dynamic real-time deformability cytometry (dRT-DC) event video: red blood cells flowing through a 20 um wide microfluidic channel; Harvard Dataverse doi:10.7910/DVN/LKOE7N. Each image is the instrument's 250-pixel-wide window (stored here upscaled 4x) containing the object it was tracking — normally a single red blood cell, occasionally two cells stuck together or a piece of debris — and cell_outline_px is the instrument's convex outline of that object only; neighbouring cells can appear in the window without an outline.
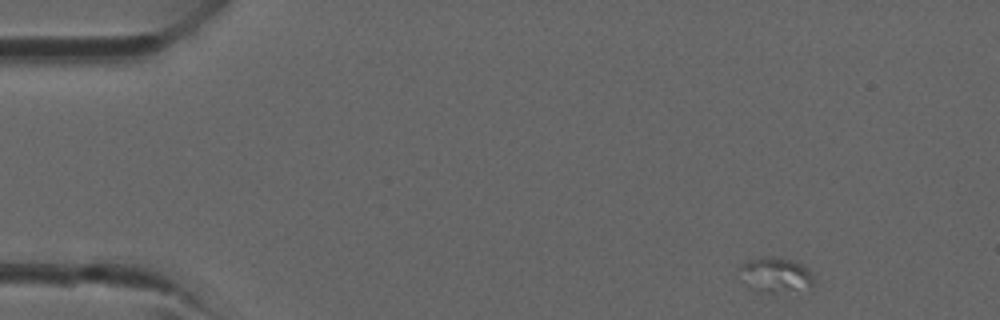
{"species": "common noctule bat (a hibernating species)", "species_latin": "Nyctalus noctula", "temperature_condition": "room temperature", "stored_images_in_passage": 35, "camera_frame_rate_fps": 3000, "um_per_image_px": 0.085, "animal": {"sex": "male", "forearm_length_mm": 52.5}, "frame": {"image": 1, "passage_image": 1, "time_ms": 0.0, "image_size_px": [1000, 320], "cell_outline_px": [[816, 284], [812, 288], [772, 296], [760, 292], [744, 284], [736, 268], [740, 264], [748, 260], [764, 256], [792, 260], [804, 264], [812, 272], [816, 280]], "centroid_in_image_um": [65.95, 23.42], "position_along_channel_um": 19.0, "area_um2": 16.36}}
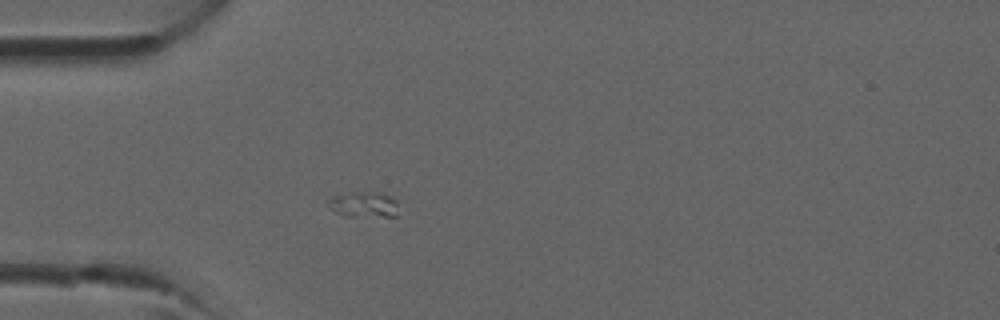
{"frame": {"image": 2, "passage_image": 8, "time_ms": 2.333, "image_size_px": [1000, 320], "cell_outline_px": [[396, 216], [344, 216], [328, 208], [328, 196], [352, 192], [376, 192], [392, 196], [396, 200]], "centroid_in_image_um": [30.86, 17.37], "position_along_channel_um": 54.1, "area_um2": 10.58}}